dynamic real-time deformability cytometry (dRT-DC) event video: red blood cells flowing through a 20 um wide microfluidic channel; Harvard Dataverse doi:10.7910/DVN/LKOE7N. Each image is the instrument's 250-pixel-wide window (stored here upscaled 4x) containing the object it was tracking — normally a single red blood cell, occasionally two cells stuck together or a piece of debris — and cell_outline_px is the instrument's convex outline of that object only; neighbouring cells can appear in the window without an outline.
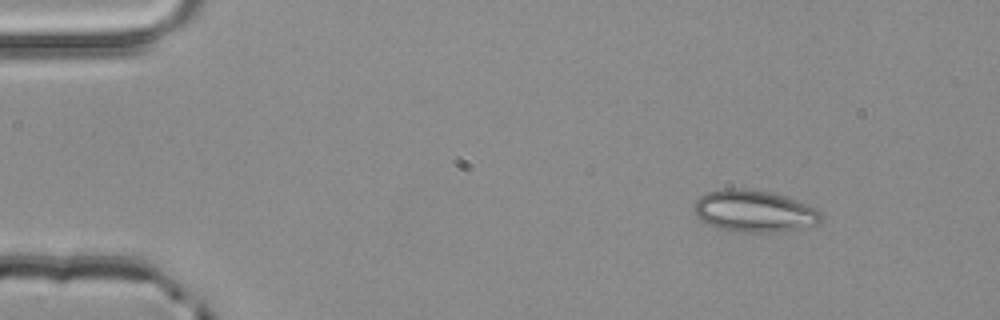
{"species": "common noctule bat (a hibernating species)", "species_latin": "Nyctalus noctula", "temperature_condition": "room temperature", "stored_images_in_passage": 4, "camera_frame_rate_fps": 3000, "um_per_image_px": 0.085, "animal": {"sex": "male", "body_mass_g": 20.4}, "frame": {"image": 1, "passage_image": 1, "time_ms": 0.0, "image_size_px": [1000, 320], "cell_outline_px": [[820, 220], [816, 224], [800, 228], [772, 232], [736, 232], [716, 228], [708, 224], [696, 216], [692, 208], [696, 200], [700, 196], [708, 192], [724, 188], [744, 188], [772, 192], [796, 200], [816, 208], [820, 212]], "centroid_in_image_um": [64.04, 17.94], "position_along_channel_um": 21.0, "area_um2": 30.98}}